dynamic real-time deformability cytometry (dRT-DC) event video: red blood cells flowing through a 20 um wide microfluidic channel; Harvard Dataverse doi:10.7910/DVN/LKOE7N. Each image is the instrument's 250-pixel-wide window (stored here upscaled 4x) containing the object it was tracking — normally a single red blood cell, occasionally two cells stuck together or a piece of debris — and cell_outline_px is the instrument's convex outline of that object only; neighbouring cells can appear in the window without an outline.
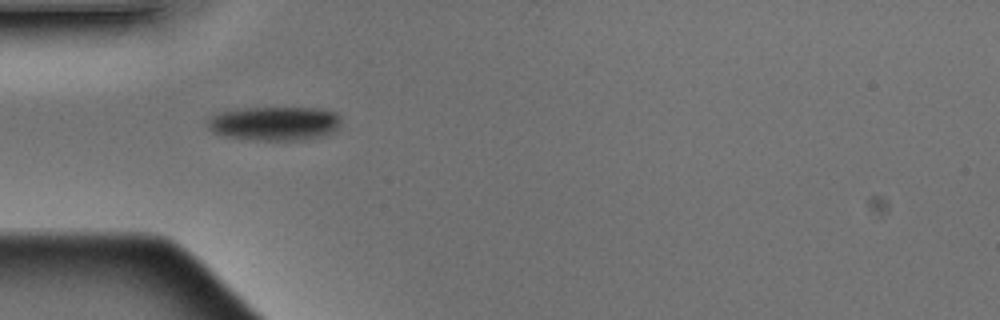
{"species": "Egyptian fruit bat (a non-hibernating species)", "species_latin": "Rousettus aegyptiacus", "temperature_condition": "warm", "stored_images_in_passage": 2, "camera_frame_rate_fps": 3000, "um_per_image_px": 0.085, "animal": {"sex": "male"}, "frame": {"image": 1, "passage_image": 1, "time_ms": 0.0, "image_size_px": [1000, 320], "cell_outline_px": [[340, 128], [332, 132], [320, 136], [304, 140], [256, 140], [224, 136], [212, 132], [204, 124], [212, 116], [220, 112], [244, 108], [316, 108], [336, 112], [340, 116]], "centroid_in_image_um": [23.33, 10.5], "position_along_channel_um": 61.7, "area_um2": 26.59}}
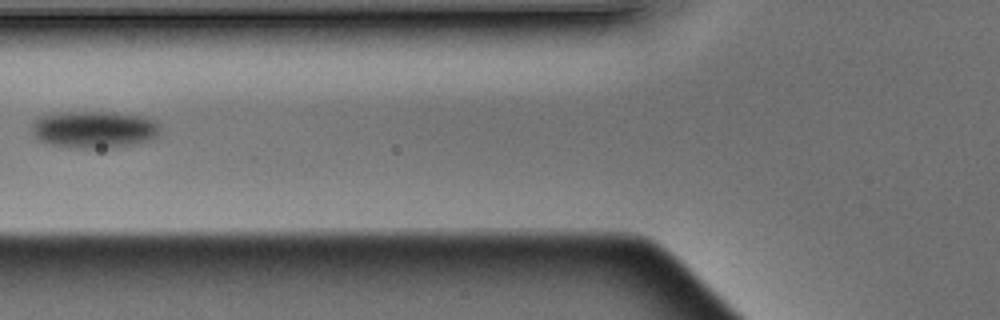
{"frame": {"image": 2, "passage_image": 2, "time_ms": 0.333, "image_size_px": [1000, 320], "cell_outline_px": [[160, 132], [156, 136], [148, 140], [136, 144], [108, 148], [76, 148], [52, 144], [40, 140], [28, 128], [40, 116], [68, 112], [112, 112], [144, 116], [160, 124]], "centroid_in_image_um": [8.02, 11.0], "position_along_channel_um": 117.8, "area_um2": 27.69}}